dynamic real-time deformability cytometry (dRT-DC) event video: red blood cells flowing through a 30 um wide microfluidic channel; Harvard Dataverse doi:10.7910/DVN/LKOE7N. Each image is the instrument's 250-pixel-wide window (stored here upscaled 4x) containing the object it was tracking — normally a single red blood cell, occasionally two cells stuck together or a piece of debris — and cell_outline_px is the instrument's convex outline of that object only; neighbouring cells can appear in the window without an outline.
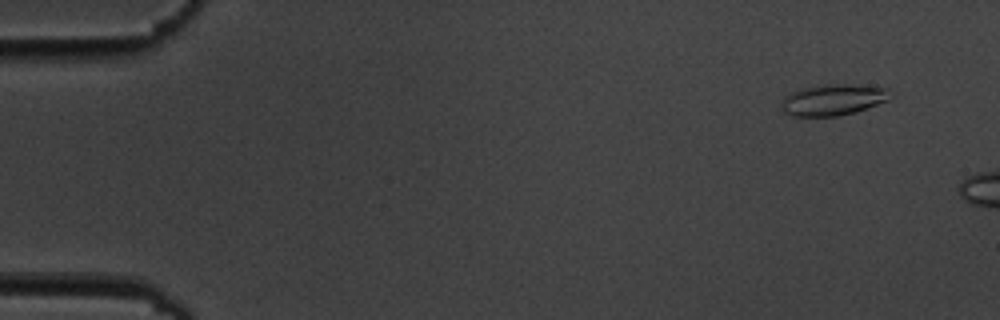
{"species": "common noctule bat (a hibernating species)", "species_latin": "Nyctalus noctula", "temperature_condition": "cold", "stored_images_in_passage": 4, "camera_frame_rate_fps": 3000, "um_per_image_px": 0.085, "animal": {"sex": "male", "body_mass_g": 19.5, "forearm_length_mm": 54.6}, "frame": {"image": 1, "passage_image": 2, "time_ms": 1.0, "image_size_px": [1000, 320], "cell_outline_px": [[892, 96], [888, 100], [856, 112], [840, 116], [792, 116], [784, 112], [784, 96], [792, 92], [804, 88], [828, 84], [848, 84], [888, 88]], "centroid_in_image_um": [70.86, 8.48], "position_along_channel_um": 14.1, "area_um2": 19.54}}